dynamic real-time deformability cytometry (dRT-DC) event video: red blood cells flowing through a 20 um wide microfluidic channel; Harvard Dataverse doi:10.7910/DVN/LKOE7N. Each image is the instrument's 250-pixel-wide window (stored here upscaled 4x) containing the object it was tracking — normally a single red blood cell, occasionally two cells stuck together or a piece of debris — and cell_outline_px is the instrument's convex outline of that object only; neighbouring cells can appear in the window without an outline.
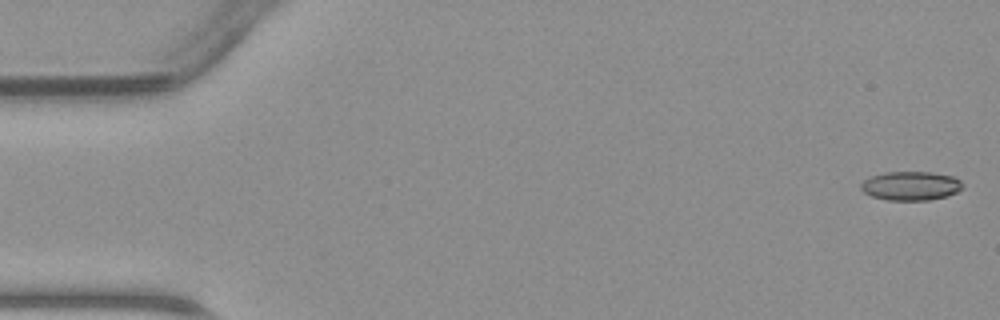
{"species": "common noctule bat (a hibernating species)", "species_latin": "Nyctalus noctula", "temperature_condition": "warm", "stored_images_in_passage": 9, "camera_frame_rate_fps": 3000, "um_per_image_px": 0.085, "animal": {"sex": "male", "body_mass_g": 23.1, "forearm_length_mm": 52.7}, "frame": {"image": 1, "passage_image": 1, "time_ms": 0.0, "image_size_px": [1000, 320], "cell_outline_px": [[964, 188], [948, 196], [928, 200], [888, 200], [872, 196], [864, 192], [860, 188], [860, 184], [864, 180], [872, 176], [888, 172], [932, 172], [952, 176], [960, 180], [964, 184]], "centroid_in_image_um": [77.45, 15.8], "position_along_channel_um": 7.5, "area_um2": 17.17}}